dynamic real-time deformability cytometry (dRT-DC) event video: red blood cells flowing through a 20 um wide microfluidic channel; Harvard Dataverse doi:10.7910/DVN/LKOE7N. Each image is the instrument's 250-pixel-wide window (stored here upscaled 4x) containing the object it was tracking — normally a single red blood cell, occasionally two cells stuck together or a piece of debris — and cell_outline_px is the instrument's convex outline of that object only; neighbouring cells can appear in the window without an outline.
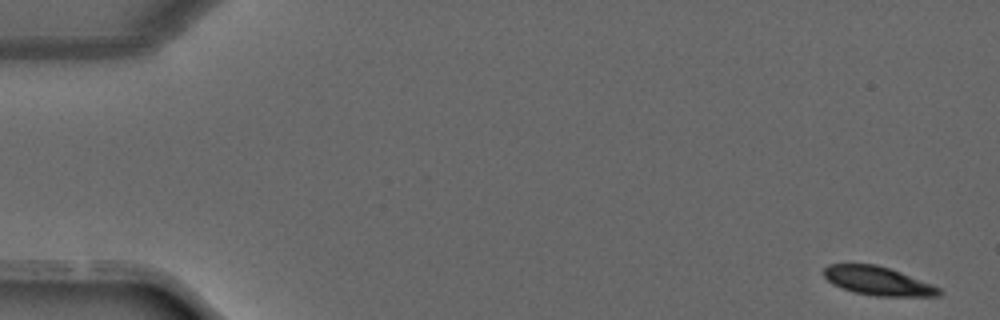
{"species": "common noctule bat (a hibernating species)", "species_latin": "Nyctalus noctula", "temperature_condition": "warm", "stored_images_in_passage": 40, "camera_frame_rate_fps": 3000, "um_per_image_px": 0.085, "animal": {"sex": "male", "forearm_length_mm": 52.5}, "frame": {"image": 1, "passage_image": 1, "time_ms": 0.0, "image_size_px": [1000, 320], "cell_outline_px": [[944, 292], [940, 296], [876, 296], [852, 292], [832, 284], [824, 276], [824, 268], [828, 264], [876, 264], [900, 272], [932, 284], [940, 288]], "centroid_in_image_um": [74.63, 23.89], "position_along_channel_um": 10.4, "area_um2": 19.25}}
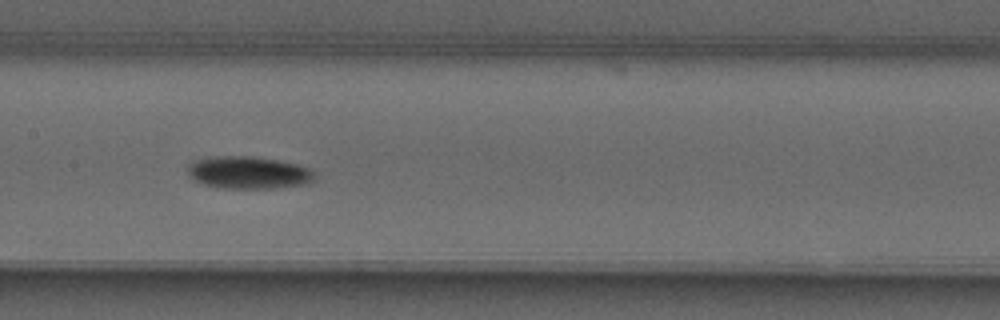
{"frame": {"image": 2, "passage_image": 20, "time_ms": 6.333, "image_size_px": [1000, 320], "cell_outline_px": [[316, 176], [312, 180], [304, 184], [272, 188], [220, 188], [204, 184], [188, 176], [188, 164], [192, 160], [212, 156], [256, 156], [296, 164], [312, 168], [316, 172]], "centroid_in_image_um": [21.11, 14.65], "position_along_channel_um": 186.3, "area_um2": 24.16}}
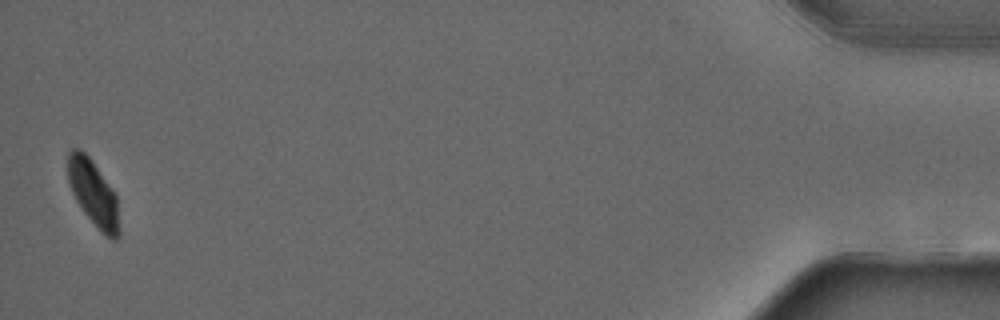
{"frame": {"image": 3, "passage_image": 40, "time_ms": 13.0, "image_size_px": [1000, 320], "cell_outline_px": [[120, 236], [116, 240], [112, 240], [100, 232], [84, 212], [76, 200], [72, 192], [68, 180], [68, 152], [72, 148], [80, 148], [92, 160], [116, 192], [120, 232]], "centroid_in_image_um": [7.96, 16.44], "position_along_channel_um": 427.2, "area_um2": 20.0}}